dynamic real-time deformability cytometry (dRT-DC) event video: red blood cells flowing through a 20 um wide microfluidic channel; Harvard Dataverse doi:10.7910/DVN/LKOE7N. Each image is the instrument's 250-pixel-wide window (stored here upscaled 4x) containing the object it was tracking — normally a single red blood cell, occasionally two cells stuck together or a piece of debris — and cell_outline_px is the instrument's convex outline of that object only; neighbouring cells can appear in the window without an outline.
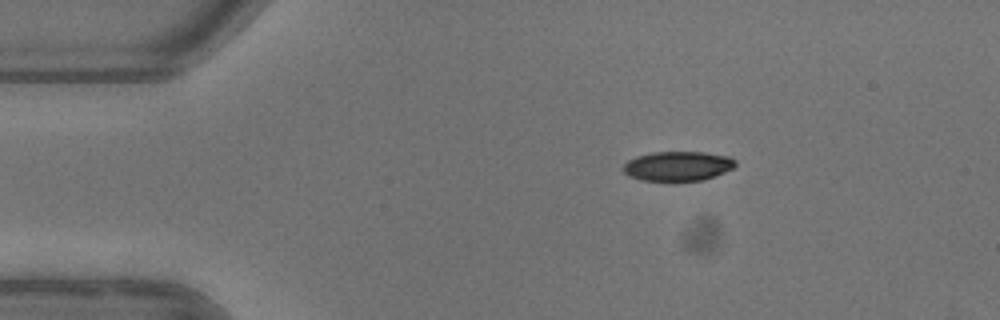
{"species": "common noctule bat (a hibernating species)", "species_latin": "Nyctalus noctula", "temperature_condition": "warm", "stored_images_in_passage": 3, "camera_frame_rate_fps": 3000, "um_per_image_px": 0.085, "animal": {"sex": "female"}, "frame": {"image": 1, "passage_image": 3, "time_ms": 2.667, "image_size_px": [1000, 320], "cell_outline_px": [[736, 164], [732, 168], [724, 172], [704, 180], [640, 180], [628, 176], [624, 172], [624, 164], [628, 160], [636, 156], [652, 152], [704, 152], [728, 156], [736, 160]], "centroid_in_image_um": [57.6, 14.1], "position_along_channel_um": 27.4, "area_um2": 19.19}}